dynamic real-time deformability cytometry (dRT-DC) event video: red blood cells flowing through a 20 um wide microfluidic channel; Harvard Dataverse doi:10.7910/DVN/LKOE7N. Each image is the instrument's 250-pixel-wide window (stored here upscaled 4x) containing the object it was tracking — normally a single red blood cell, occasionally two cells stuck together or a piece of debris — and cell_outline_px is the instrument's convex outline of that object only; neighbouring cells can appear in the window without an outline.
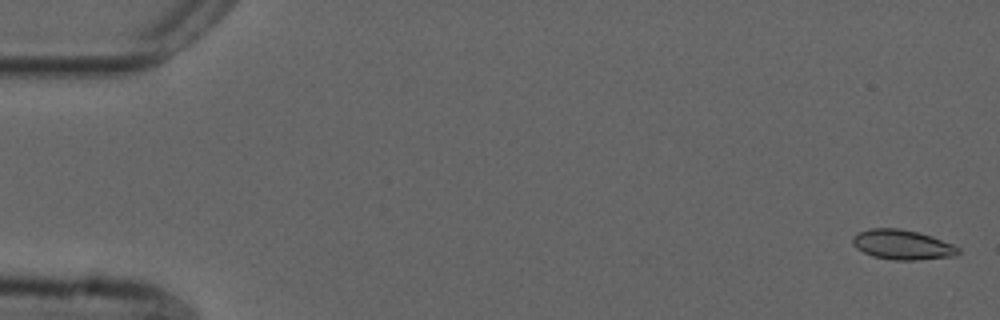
{"species": "common noctule bat (a hibernating species)", "species_latin": "Nyctalus noctula", "temperature_condition": "cold", "stored_images_in_passage": 17, "camera_frame_rate_fps": 3000, "um_per_image_px": 0.085, "animal": {"sex": "male", "forearm_length_mm": 52.5}, "frame": {"image": 1, "passage_image": 2, "time_ms": 0.333, "image_size_px": [1000, 320], "cell_outline_px": [[960, 252], [956, 256], [916, 260], [892, 260], [872, 256], [856, 248], [852, 244], [852, 236], [856, 232], [872, 228], [900, 228], [932, 236], [952, 244], [960, 248]], "centroid_in_image_um": [76.68, 20.8], "position_along_channel_um": 8.3, "area_um2": 18.5}}
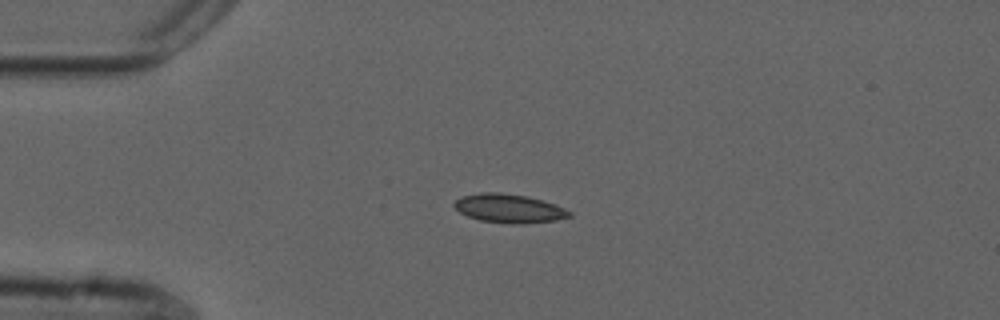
{"frame": {"image": 2, "passage_image": 14, "time_ms": 4.333, "image_size_px": [1000, 320], "cell_outline_px": [[572, 216], [556, 220], [520, 224], [512, 224], [480, 220], [468, 216], [460, 212], [452, 204], [456, 200], [464, 196], [480, 192], [500, 192], [528, 196], [544, 200], [564, 208], [572, 212]], "centroid_in_image_um": [43.29, 17.71], "position_along_channel_um": 41.7, "area_um2": 19.31}}